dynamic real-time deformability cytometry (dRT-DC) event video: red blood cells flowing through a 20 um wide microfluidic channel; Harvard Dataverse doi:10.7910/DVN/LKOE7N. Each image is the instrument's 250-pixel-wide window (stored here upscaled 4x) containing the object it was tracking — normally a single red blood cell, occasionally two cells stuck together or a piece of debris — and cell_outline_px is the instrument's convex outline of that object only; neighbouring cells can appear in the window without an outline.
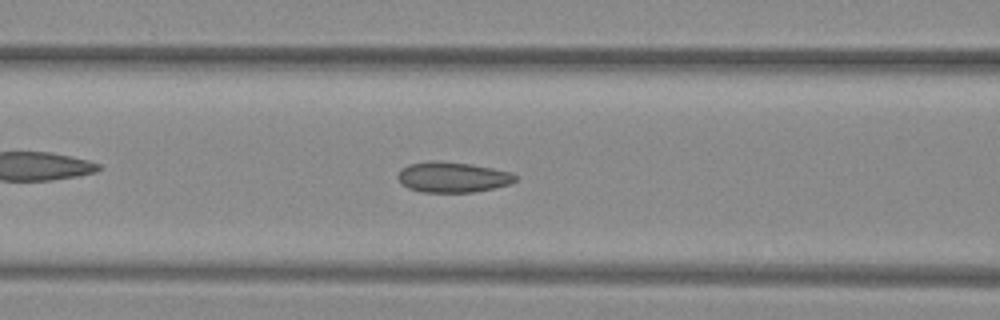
{"species": "common noctule bat (a hibernating species)", "species_latin": "Nyctalus noctula", "temperature_condition": "warm", "stored_images_in_passage": 45, "camera_frame_rate_fps": 3000, "um_per_image_px": 0.085, "animal": {"sex": "female", "body_mass_g": 29.2, "forearm_length_mm": 56.3}, "frame": {"image": 1, "passage_image": 19, "time_ms": 6.0, "image_size_px": [1000, 320], "cell_outline_px": [[516, 180], [508, 184], [492, 188], [472, 192], [420, 192], [408, 188], [400, 184], [396, 176], [400, 168], [408, 164], [428, 160], [432, 160], [472, 164], [492, 168], [508, 172], [516, 176]], "centroid_in_image_um": [38.36, 15.05], "position_along_channel_um": 128.2, "area_um2": 20.92}}
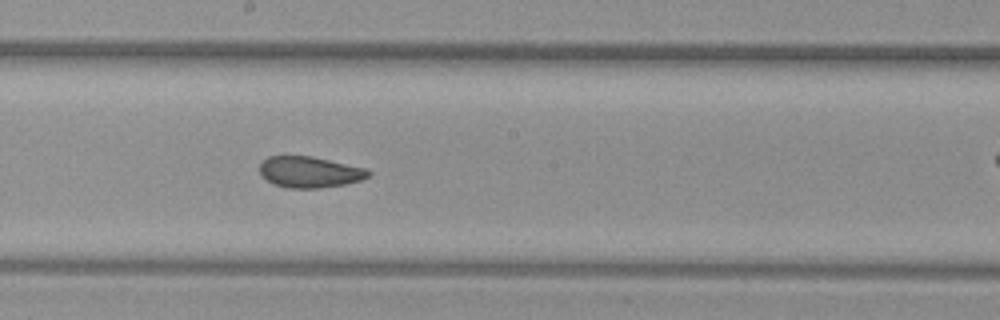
{"frame": {"image": 2, "passage_image": 26, "time_ms": 8.333, "image_size_px": [1000, 320], "cell_outline_px": [[372, 172], [368, 176], [360, 180], [344, 184], [320, 188], [288, 188], [272, 184], [260, 176], [260, 164], [268, 156], [312, 156], [364, 168]], "centroid_in_image_um": [26.27, 14.63], "position_along_channel_um": 221.9, "area_um2": 19.65}}
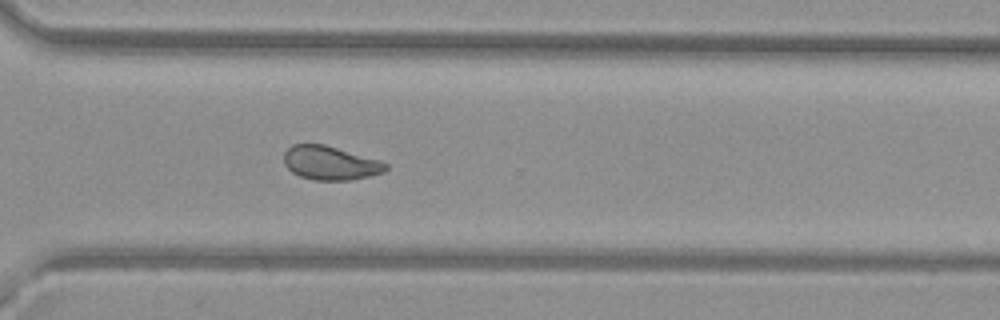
{"frame": {"image": 3, "passage_image": 35, "time_ms": 11.333, "image_size_px": [1000, 320], "cell_outline_px": [[388, 168], [384, 172], [352, 180], [312, 180], [300, 176], [292, 172], [284, 164], [284, 152], [292, 144], [324, 144], [380, 160], [388, 164]], "centroid_in_image_um": [28.07, 13.85], "position_along_channel_um": 342.5, "area_um2": 20.11}}